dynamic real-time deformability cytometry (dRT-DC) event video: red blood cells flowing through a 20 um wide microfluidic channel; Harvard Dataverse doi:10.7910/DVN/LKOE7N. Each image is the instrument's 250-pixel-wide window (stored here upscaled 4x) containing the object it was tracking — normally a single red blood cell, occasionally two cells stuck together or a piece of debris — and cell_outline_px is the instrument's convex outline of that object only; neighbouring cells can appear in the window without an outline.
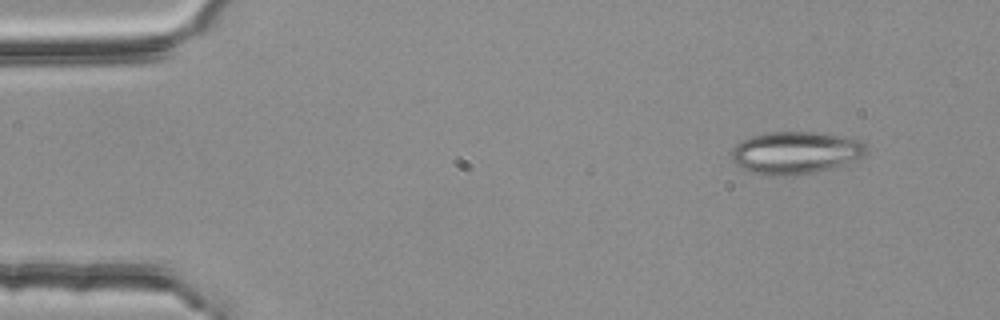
{"species": "common noctule bat (a hibernating species)", "species_latin": "Nyctalus noctula", "temperature_condition": "room temperature", "stored_images_in_passage": 3, "camera_frame_rate_fps": 3000, "um_per_image_px": 0.085, "animal": {"sex": "female", "body_mass_g": 25.1}, "frame": {"image": 1, "passage_image": 1, "time_ms": 0.0, "image_size_px": [1000, 320], "cell_outline_px": [[868, 152], [848, 164], [816, 172], [784, 176], [772, 176], [752, 172], [740, 168], [732, 160], [732, 148], [740, 140], [764, 132], [816, 132], [864, 140], [868, 148]], "centroid_in_image_um": [67.64, 12.98], "position_along_channel_um": 17.4, "area_um2": 33.7}}